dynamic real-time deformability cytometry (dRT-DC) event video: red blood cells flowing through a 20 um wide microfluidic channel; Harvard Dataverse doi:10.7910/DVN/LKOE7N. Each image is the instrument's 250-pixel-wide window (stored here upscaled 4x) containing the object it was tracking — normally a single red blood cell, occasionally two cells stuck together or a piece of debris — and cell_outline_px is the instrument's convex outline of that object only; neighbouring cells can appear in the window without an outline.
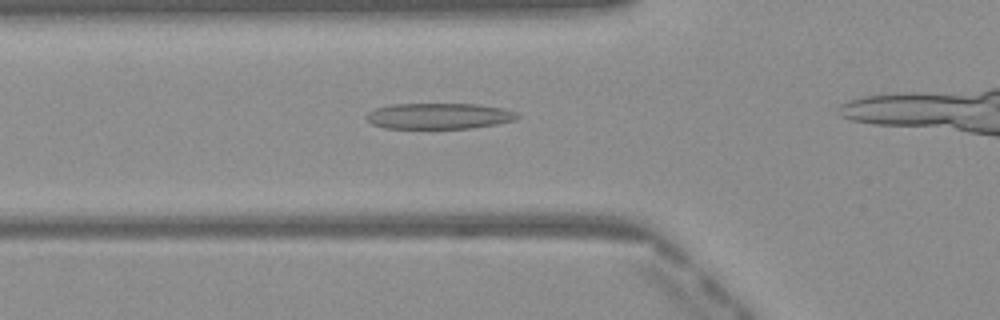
{"species": "Egyptian fruit bat (a non-hibernating species)", "species_latin": "Rousettus aegyptiacus", "temperature_condition": "warm", "stored_images_in_passage": 32, "camera_frame_rate_fps": 3000, "um_per_image_px": 0.085, "frame": {"image": 1, "passage_image": 9, "time_ms": 2.667, "image_size_px": [1000, 320], "cell_outline_px": [[520, 116], [512, 120], [496, 124], [472, 128], [384, 128], [372, 124], [364, 116], [368, 112], [376, 108], [392, 104], [480, 104], [500, 108], [516, 112]], "centroid_in_image_um": [37.27, 9.86], "position_along_channel_um": 88.5, "area_um2": 22.66}}
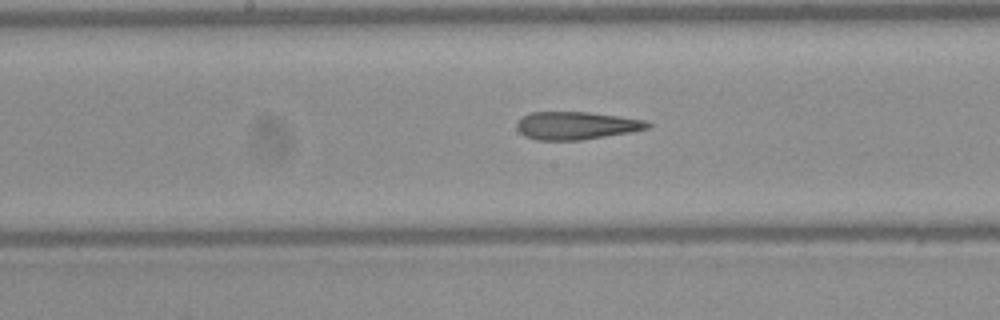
{"frame": {"image": 2, "passage_image": 17, "time_ms": 5.333, "image_size_px": [1000, 320], "cell_outline_px": [[652, 124], [648, 128], [632, 132], [580, 140], [536, 140], [524, 136], [516, 128], [516, 124], [524, 116], [532, 112], [588, 112], [644, 120]], "centroid_in_image_um": [48.97, 10.68], "position_along_channel_um": 199.2, "area_um2": 21.04}}
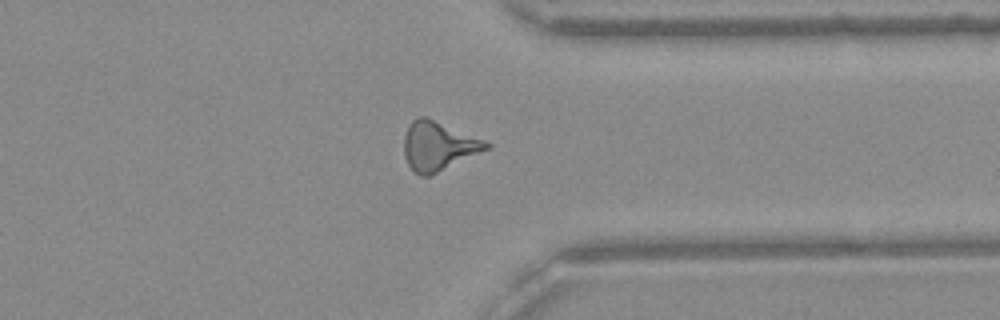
{"frame": {"image": 3, "passage_image": 30, "time_ms": 9.667, "image_size_px": [1000, 320], "cell_outline_px": [[492, 144], [488, 148], [428, 176], [420, 176], [408, 164], [404, 156], [404, 136], [412, 120], [420, 116], [428, 116], [484, 140]], "centroid_in_image_um": [37.23, 12.37], "position_along_channel_um": 374.2, "area_um2": 23.06}}